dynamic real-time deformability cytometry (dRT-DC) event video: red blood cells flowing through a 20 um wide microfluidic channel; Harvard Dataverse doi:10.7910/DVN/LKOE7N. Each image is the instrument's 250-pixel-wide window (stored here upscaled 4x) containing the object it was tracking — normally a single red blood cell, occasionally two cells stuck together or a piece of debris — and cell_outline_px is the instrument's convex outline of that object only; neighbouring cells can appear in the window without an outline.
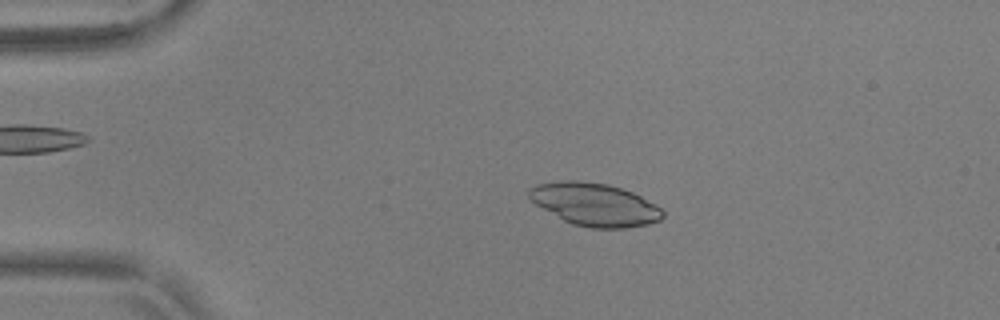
{"species": "common noctule bat (a hibernating species)", "species_latin": "Nyctalus noctula", "temperature_condition": "warm", "stored_images_in_passage": 19, "camera_frame_rate_fps": 3000, "um_per_image_px": 0.085, "animal": {"sex": "male", "body_mass_g": 17.9, "forearm_length_mm": 54.2}, "frame": {"image": 1, "passage_image": 11, "time_ms": 3.333, "image_size_px": [1000, 320], "cell_outline_px": [[664, 216], [660, 220], [648, 224], [624, 228], [592, 228], [572, 224], [564, 220], [536, 204], [528, 196], [528, 192], [536, 184], [564, 180], [576, 180], [608, 184], [632, 192], [656, 204], [664, 212]], "centroid_in_image_um": [50.57, 17.38], "position_along_channel_um": 34.4, "area_um2": 33.06}}